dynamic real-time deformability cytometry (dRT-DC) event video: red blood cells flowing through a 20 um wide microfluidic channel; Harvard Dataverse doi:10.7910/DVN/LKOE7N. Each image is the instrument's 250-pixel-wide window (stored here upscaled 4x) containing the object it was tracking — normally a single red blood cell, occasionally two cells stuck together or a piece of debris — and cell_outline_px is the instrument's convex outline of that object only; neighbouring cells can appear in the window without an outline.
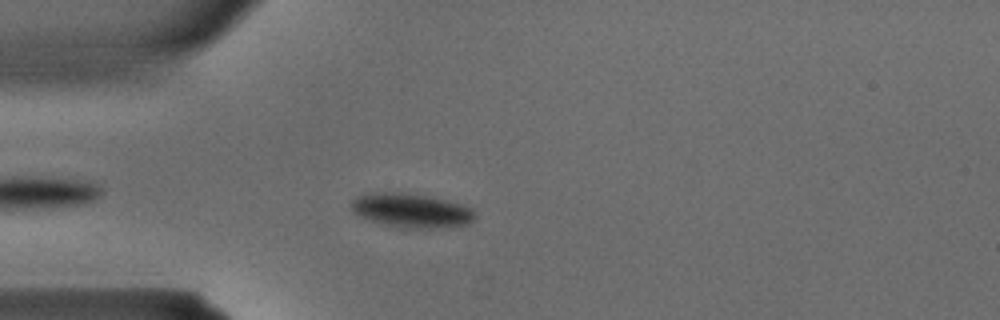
{"species": "common noctule bat (a hibernating species)", "species_latin": "Nyctalus noctula", "temperature_condition": "warm", "stored_images_in_passage": 29, "camera_frame_rate_fps": 3000, "um_per_image_px": 0.085, "animal": {"sex": "male", "body_mass_g": 15.6}, "frame": {"image": 1, "passage_image": 3, "time_ms": 0.667, "image_size_px": [1000, 320], "cell_outline_px": [[476, 216], [468, 224], [436, 228], [400, 228], [384, 224], [372, 220], [356, 212], [352, 208], [352, 200], [356, 196], [372, 192], [396, 192], [424, 196], [444, 200], [472, 208]], "centroid_in_image_um": [34.97, 17.89], "position_along_channel_um": 50.0, "area_um2": 23.99}}
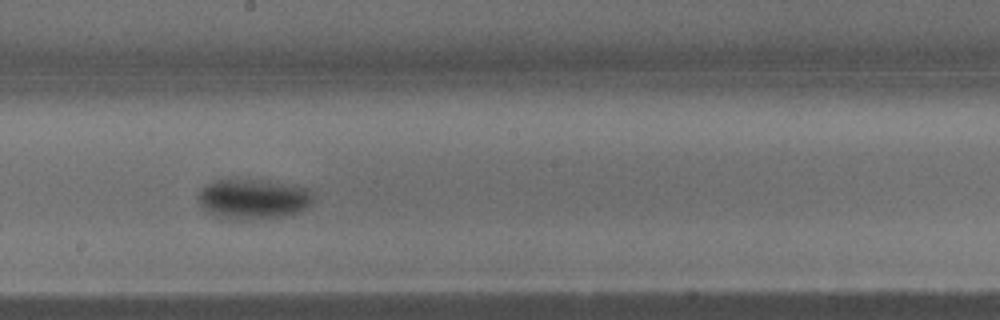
{"frame": {"image": 2, "passage_image": 13, "time_ms": 4.0, "image_size_px": [1000, 320], "cell_outline_px": [[312, 204], [308, 208], [300, 212], [288, 216], [232, 220], [212, 216], [200, 204], [196, 196], [204, 184], [216, 180], [260, 180], [308, 188], [312, 192]], "centroid_in_image_um": [21.5, 16.93], "position_along_channel_um": 226.7, "area_um2": 27.05}}
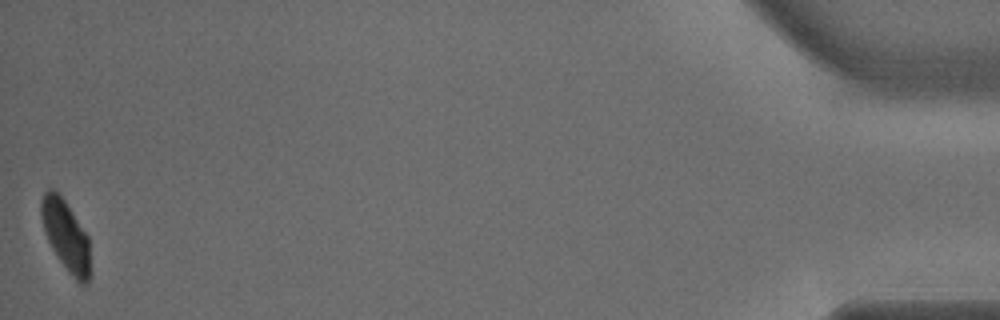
{"frame": {"image": 3, "passage_image": 29, "time_ms": 9.333, "image_size_px": [1000, 320], "cell_outline_px": [[88, 284], [80, 284], [72, 276], [60, 260], [52, 248], [44, 232], [40, 216], [40, 200], [44, 192], [48, 188], [56, 188], [88, 236]], "centroid_in_image_um": [5.54, 19.94], "position_along_channel_um": 429.7, "area_um2": 19.83}}